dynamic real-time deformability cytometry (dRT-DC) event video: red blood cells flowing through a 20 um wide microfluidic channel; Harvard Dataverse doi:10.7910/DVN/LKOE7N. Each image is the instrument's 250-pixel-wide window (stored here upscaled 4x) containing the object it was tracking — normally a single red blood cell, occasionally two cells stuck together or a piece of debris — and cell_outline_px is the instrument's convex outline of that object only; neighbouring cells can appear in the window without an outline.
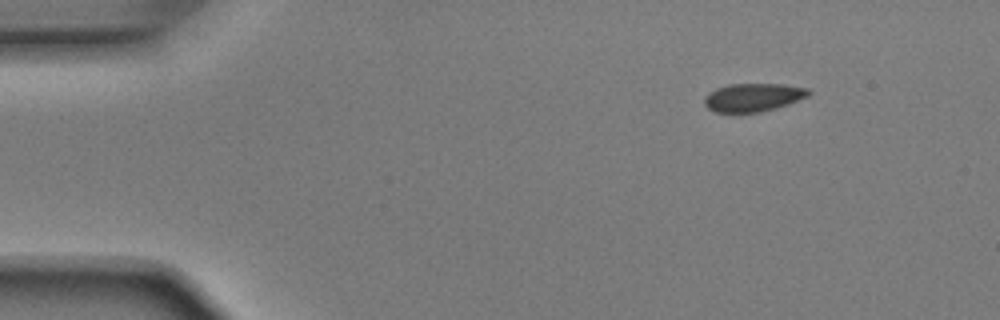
{"species": "Egyptian fruit bat (a non-hibernating species)", "species_latin": "Rousettus aegyptiacus", "temperature_condition": "room temperature", "stored_images_in_passage": 3, "camera_frame_rate_fps": 3000, "um_per_image_px": 0.085, "animal": {"sex": "male"}, "frame": {"image": 1, "passage_image": 1, "time_ms": 0.0, "image_size_px": [1000, 320], "cell_outline_px": [[812, 92], [808, 96], [788, 104], [776, 108], [760, 112], [716, 112], [708, 108], [704, 104], [704, 96], [708, 92], [716, 88], [728, 84], [780, 84], [808, 88]], "centroid_in_image_um": [64.0, 8.27], "position_along_channel_um": 21.0, "area_um2": 17.17}}